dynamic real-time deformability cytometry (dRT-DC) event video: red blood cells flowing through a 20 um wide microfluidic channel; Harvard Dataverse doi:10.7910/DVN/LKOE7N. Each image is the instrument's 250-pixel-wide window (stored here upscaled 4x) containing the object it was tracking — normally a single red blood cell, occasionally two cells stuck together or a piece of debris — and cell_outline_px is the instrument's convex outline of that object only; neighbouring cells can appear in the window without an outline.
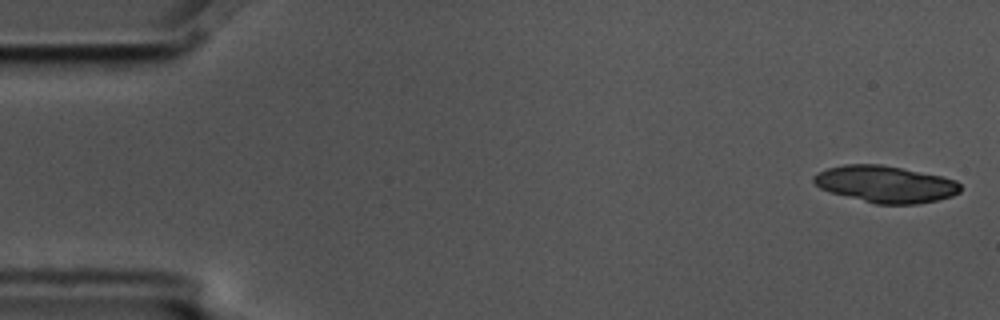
{"species": "common noctule bat (a hibernating species)", "species_latin": "Nyctalus noctula", "temperature_condition": "cold", "stored_images_in_passage": 5, "camera_frame_rate_fps": 3000, "um_per_image_px": 0.085, "animal": {"sex": "male", "body_mass_g": 17.5, "forearm_length_mm": 52.3}, "frame": {"image": 1, "passage_image": 1, "time_ms": 0.0, "image_size_px": [1000, 320], "cell_outline_px": [[960, 192], [952, 196], [936, 200], [916, 204], [876, 204], [828, 192], [820, 188], [812, 180], [812, 176], [828, 168], [844, 164], [880, 164], [940, 176], [956, 180], [960, 184]], "centroid_in_image_um": [75.24, 15.66], "position_along_channel_um": 9.8, "area_um2": 31.27}}